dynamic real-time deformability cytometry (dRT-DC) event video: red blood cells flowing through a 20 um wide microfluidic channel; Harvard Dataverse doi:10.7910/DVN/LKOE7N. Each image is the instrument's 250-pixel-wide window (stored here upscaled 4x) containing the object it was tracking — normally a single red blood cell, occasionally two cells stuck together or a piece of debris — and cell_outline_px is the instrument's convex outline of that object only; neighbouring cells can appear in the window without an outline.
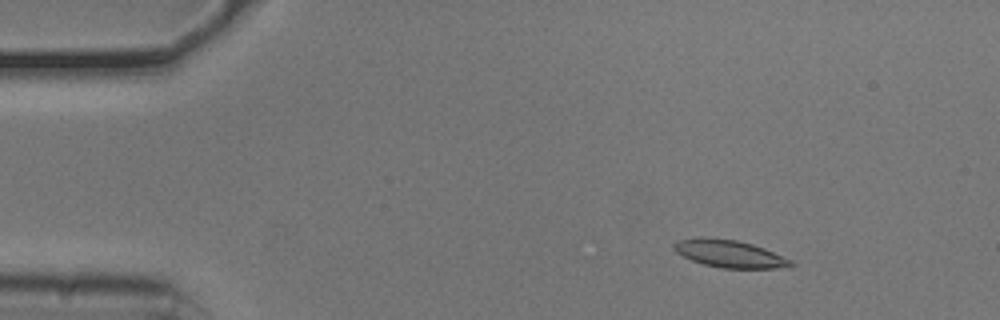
{"species": "common noctule bat (a hibernating species)", "species_latin": "Nyctalus noctula", "temperature_condition": "cold", "stored_images_in_passage": 54, "camera_frame_rate_fps": 3000, "um_per_image_px": 0.085, "animal": {"sex": "male", "body_mass_g": 20.5, "forearm_length_mm": 52.5}, "frame": {"image": 1, "passage_image": 8, "time_ms": 2.333, "image_size_px": [1000, 320], "cell_outline_px": [[796, 264], [788, 268], [720, 268], [704, 264], [692, 260], [676, 252], [672, 248], [672, 244], [676, 240], [700, 236], [704, 236], [736, 240], [752, 244], [764, 248], [792, 260]], "centroid_in_image_um": [61.99, 21.55], "position_along_channel_um": 23.0, "area_um2": 18.96}}
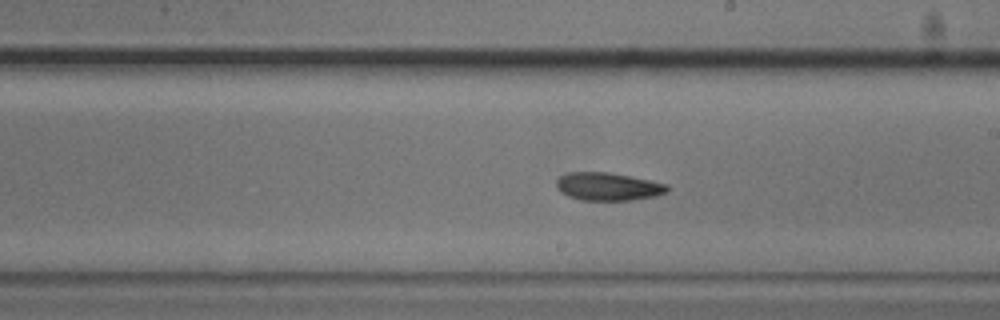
{"frame": {"image": 2, "passage_image": 31, "time_ms": 10.0, "image_size_px": [1000, 320], "cell_outline_px": [[668, 192], [656, 196], [632, 200], [580, 200], [568, 196], [560, 192], [556, 188], [556, 180], [560, 176], [568, 172], [608, 172], [668, 184]], "centroid_in_image_um": [51.65, 15.86], "position_along_channel_um": 237.3, "area_um2": 18.09}}
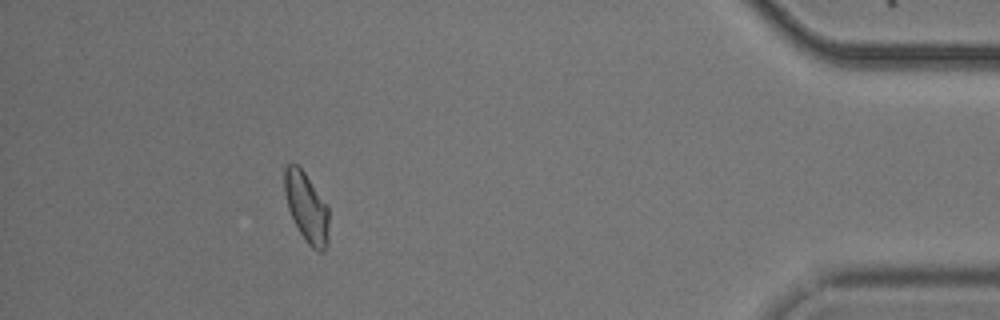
{"frame": {"image": 3, "passage_image": 49, "time_ms": 16.0, "image_size_px": [1000, 320], "cell_outline_px": [[328, 244], [324, 252], [320, 252], [312, 248], [308, 244], [300, 232], [288, 208], [284, 192], [284, 168], [288, 164], [296, 164], [304, 172], [328, 204]], "centroid_in_image_um": [26.07, 17.63], "position_along_channel_um": 409.1, "area_um2": 18.03}, "authors_computed_cell_mechanics": {"area_um2": 18.2359, "velocity_mm_per_s": 3.7735, "shape_relaxation_time_tau1_ms": null, "shape_relaxation_time_tau2_ms": 8.2644, "deformation_change_tau1": null, "deformation_change_tau2": 0.1606}}